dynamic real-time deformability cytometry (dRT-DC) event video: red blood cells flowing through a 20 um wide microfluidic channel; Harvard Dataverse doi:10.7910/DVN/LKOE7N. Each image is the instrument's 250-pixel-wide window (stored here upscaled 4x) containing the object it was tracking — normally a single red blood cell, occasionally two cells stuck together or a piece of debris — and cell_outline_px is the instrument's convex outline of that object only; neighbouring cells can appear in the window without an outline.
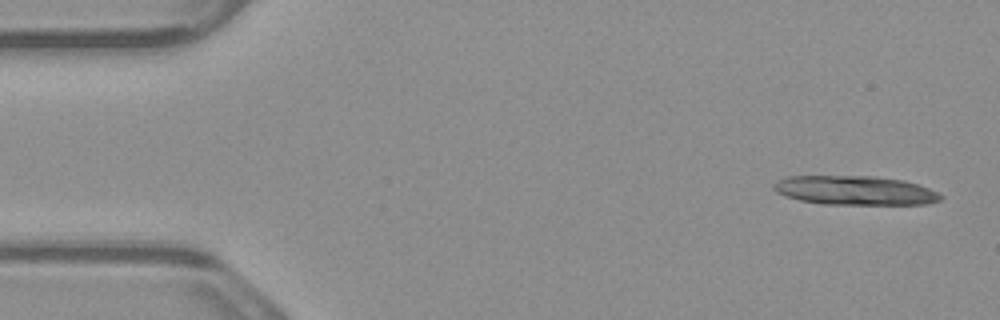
{"species": "common noctule bat (a hibernating species)", "species_latin": "Nyctalus noctula", "temperature_condition": "warm", "stored_images_in_passage": 5, "segment_of_instrument_passage": [1, 2], "camera_frame_rate_fps": 3000, "um_per_image_px": 0.085, "animal": {"sex": "male", "body_mass_g": 23.1, "forearm_length_mm": 52.7}, "frame": {"image": 1, "passage_image": 1, "time_ms": 0.0, "image_size_px": [1000, 320], "cell_outline_px": [[944, 196], [940, 200], [928, 204], [824, 204], [800, 200], [776, 192], [772, 188], [772, 184], [776, 180], [788, 176], [876, 176], [904, 180], [928, 188]], "centroid_in_image_um": [72.65, 16.18], "position_along_channel_um": 12.3, "area_um2": 28.32}}